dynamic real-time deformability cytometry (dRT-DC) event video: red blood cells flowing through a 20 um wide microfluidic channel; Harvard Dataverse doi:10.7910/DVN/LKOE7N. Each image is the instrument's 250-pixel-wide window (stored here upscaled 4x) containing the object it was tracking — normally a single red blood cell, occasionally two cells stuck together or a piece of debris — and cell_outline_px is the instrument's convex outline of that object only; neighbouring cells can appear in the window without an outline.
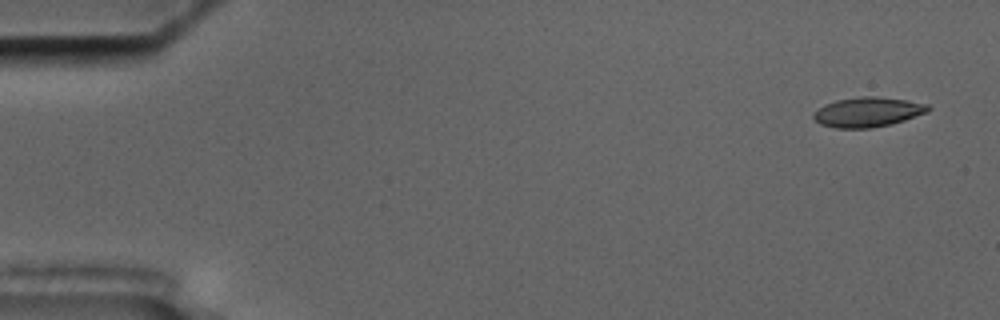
{"species": "common noctule bat (a hibernating species)", "species_latin": "Nyctalus noctula", "temperature_condition": "cold", "stored_images_in_passage": 5, "camera_frame_rate_fps": 3000, "um_per_image_px": 0.085, "animal": {"sex": "male", "body_mass_g": 17.5, "forearm_length_mm": 52.3}, "frame": {"image": 1, "passage_image": 1, "time_ms": 0.0, "image_size_px": [1000, 320], "cell_outline_px": [[932, 108], [928, 112], [892, 124], [872, 128], [836, 128], [820, 124], [812, 116], [812, 112], [824, 104], [836, 100], [860, 96], [872, 96], [908, 100], [928, 104]], "centroid_in_image_um": [73.75, 9.52], "position_along_channel_um": 11.2, "area_um2": 20.06}}